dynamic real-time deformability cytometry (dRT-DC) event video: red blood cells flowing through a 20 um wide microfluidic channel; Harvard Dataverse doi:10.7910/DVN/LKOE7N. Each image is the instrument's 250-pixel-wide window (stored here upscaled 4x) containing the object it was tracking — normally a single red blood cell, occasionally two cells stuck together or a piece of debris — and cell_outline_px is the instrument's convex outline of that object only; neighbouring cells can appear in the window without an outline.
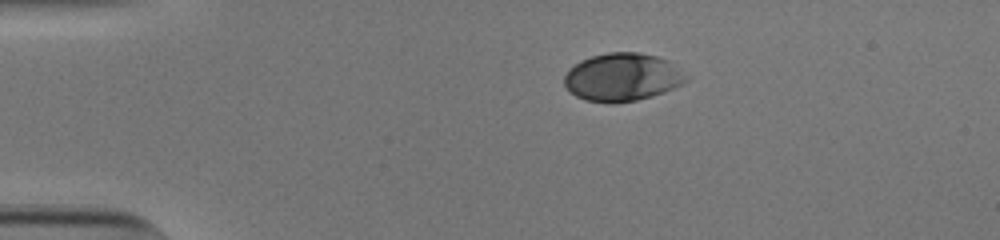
{"species": "human", "species_latin": "Homo sapiens", "temperature_condition": "cold", "stored_images_in_passage": 44, "camera_frame_rate_fps": 3000, "um_per_image_px": 0.085, "donor": {"sex": "male"}, "frame": {"image": 1, "passage_image": 1, "time_ms": 0.0, "image_size_px": [1000, 240], "cell_outline_px": [[688, 80], [684, 84], [664, 92], [652, 96], [636, 100], [584, 100], [576, 96], [564, 84], [564, 76], [580, 60], [592, 56], [608, 52], [640, 52], [656, 56], [668, 60], [688, 76]], "centroid_in_image_um": [52.95, 6.52], "position_along_channel_um": 32.0, "area_um2": 33.35}}
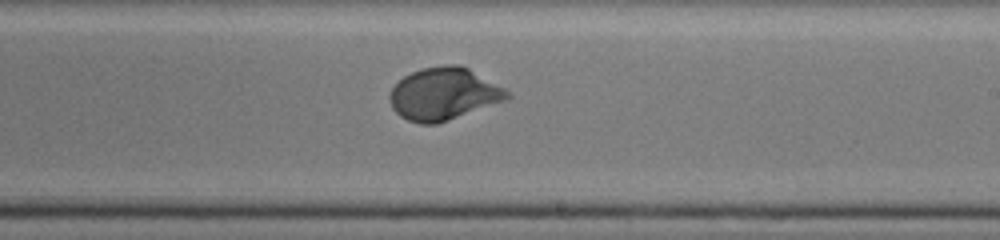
{"frame": {"image": 2, "passage_image": 23, "time_ms": 7.333, "image_size_px": [1000, 240], "cell_outline_px": [[512, 96], [508, 100], [436, 124], [420, 124], [408, 120], [400, 116], [392, 108], [388, 100], [388, 96], [392, 88], [404, 76], [420, 68], [444, 64], [460, 64], [468, 68], [512, 92]], "centroid_in_image_um": [37.73, 7.98], "position_along_channel_um": 251.3, "area_um2": 36.13}}
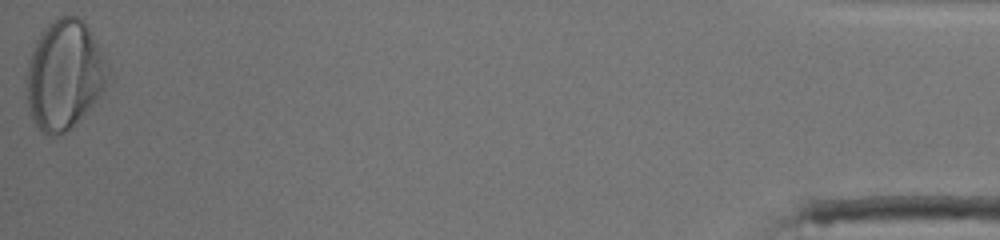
{"frame": {"image": 3, "passage_image": 44, "time_ms": 14.333, "image_size_px": [1000, 240], "cell_outline_px": [[112, 72], [104, 88], [92, 104], [72, 128], [64, 132], [52, 136], [48, 136], [32, 120], [28, 104], [28, 64], [36, 40], [40, 32], [56, 16], [76, 16], [92, 32]], "centroid_in_image_um": [5.5, 6.34], "position_along_channel_um": 429.7, "area_um2": 51.38}, "authors_computed_cell_mechanics": {"area_um2": 34.9401, "velocity_mm_per_s": 3.81, "shape_relaxation_time_tau1_ms": 4.3372, "shape_relaxation_time_tau2_ms": null, "deformation_change_tau1": 0.1799, "deformation_change_tau2": null}}